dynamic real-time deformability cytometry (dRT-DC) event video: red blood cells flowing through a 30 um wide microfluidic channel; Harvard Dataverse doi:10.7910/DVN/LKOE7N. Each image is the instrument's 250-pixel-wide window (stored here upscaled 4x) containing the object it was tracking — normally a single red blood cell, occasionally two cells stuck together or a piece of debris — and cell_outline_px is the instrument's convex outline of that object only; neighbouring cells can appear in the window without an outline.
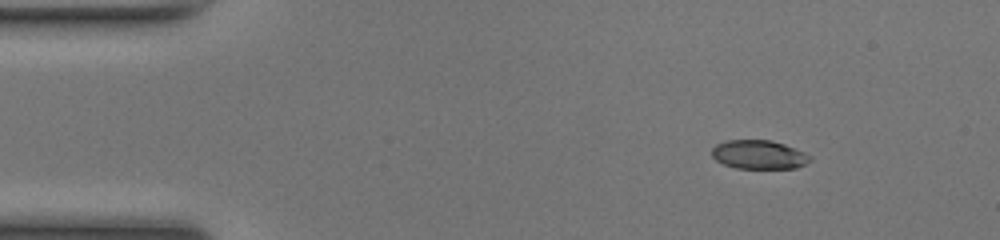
{"species": "common noctule bat (a hibernating species)", "species_latin": "Nyctalus noctula", "temperature_condition": "room temperature", "stored_images_in_passage": 44, "camera_frame_rate_fps": 3000, "um_per_image_px": 0.085, "animal": {"sex": "female", "body_mass_g": 17.0, "forearm_length_mm": 48.0}, "frame": {"image": 1, "passage_image": 1, "time_ms": 0.0, "image_size_px": [1000, 240], "cell_outline_px": [[812, 160], [796, 168], [736, 168], [724, 164], [716, 160], [712, 156], [712, 148], [716, 144], [728, 140], [772, 140], [784, 144], [804, 152], [812, 156]], "centroid_in_image_um": [64.51, 13.14], "position_along_channel_um": 20.5, "area_um2": 16.47}}
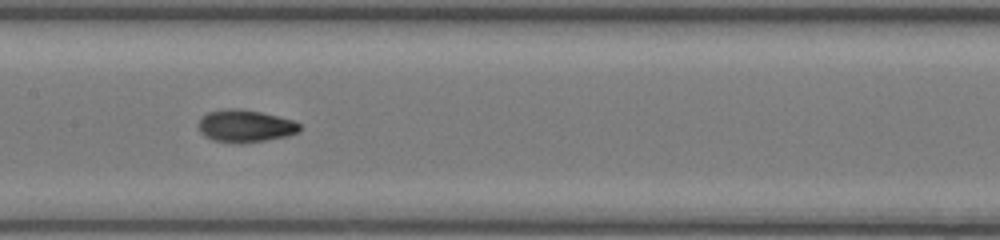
{"frame": {"image": 2, "passage_image": 19, "time_ms": 6.0, "image_size_px": [1000, 240], "cell_outline_px": [[300, 128], [296, 132], [288, 136], [264, 140], [236, 144], [212, 140], [204, 136], [200, 132], [200, 116], [208, 112], [228, 108], [236, 108], [260, 112], [292, 120], [300, 124]], "centroid_in_image_um": [20.8, 10.71], "position_along_channel_um": 186.6, "area_um2": 18.96}}
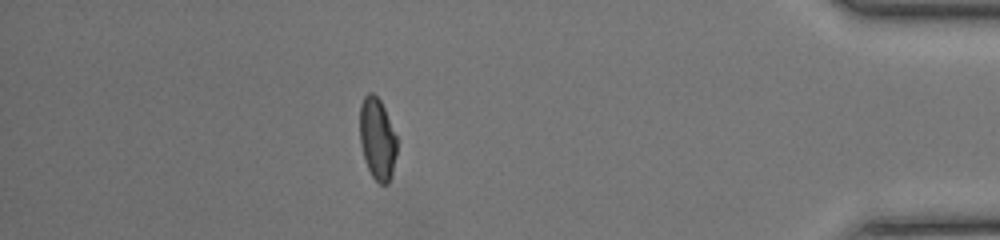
{"frame": {"image": 3, "passage_image": 38, "time_ms": 12.333, "image_size_px": [1000, 240], "cell_outline_px": [[396, 156], [392, 176], [388, 184], [380, 184], [372, 176], [364, 160], [360, 144], [360, 104], [364, 96], [368, 92], [372, 92], [380, 100], [384, 108], [396, 136]], "centroid_in_image_um": [32.06, 11.82], "position_along_channel_um": 403.1, "area_um2": 17.74}, "authors_computed_cell_mechanics": {"area_um2": 18.1203, "velocity_mm_per_s": 4.1983, "shape_relaxation_time_tau1_ms": 3.4091, "shape_relaxation_time_tau2_ms": 1.5101, "deformation_change_tau1": 0.1786, "deformation_change_tau2": 0.0648}}